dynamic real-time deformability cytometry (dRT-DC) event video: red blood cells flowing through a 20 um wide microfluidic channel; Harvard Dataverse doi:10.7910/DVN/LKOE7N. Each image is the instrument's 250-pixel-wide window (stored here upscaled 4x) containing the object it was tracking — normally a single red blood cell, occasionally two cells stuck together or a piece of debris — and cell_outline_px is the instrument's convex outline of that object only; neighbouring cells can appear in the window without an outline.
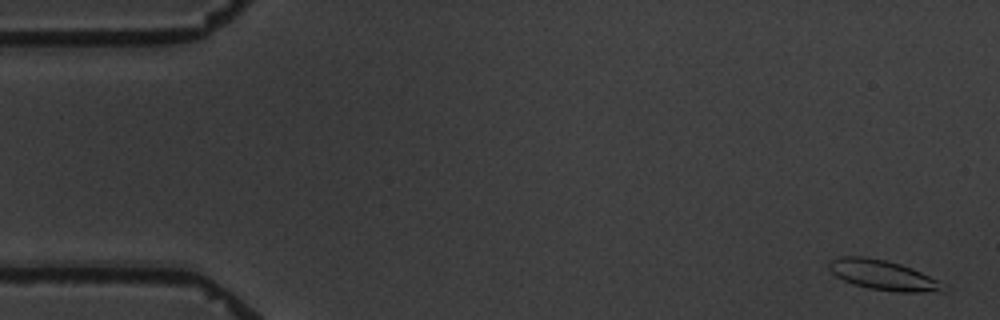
{"species": "common noctule bat (a hibernating species)", "species_latin": "Nyctalus noctula", "temperature_condition": "warm", "stored_images_in_passage": 5, "camera_frame_rate_fps": 3000, "um_per_image_px": 0.085, "animal": {"sex": "male", "body_mass_g": 19.5, "forearm_length_mm": 54.6}, "frame": {"image": 1, "passage_image": 1, "time_ms": 0.0, "image_size_px": [1000, 320], "cell_outline_px": [[948, 288], [944, 292], [900, 292], [868, 288], [852, 284], [836, 276], [828, 268], [828, 264], [832, 260], [840, 256], [864, 256], [884, 260], [900, 264], [912, 268], [936, 280]], "centroid_in_image_um": [75.05, 23.39], "position_along_channel_um": 10.0, "area_um2": 19.77}}